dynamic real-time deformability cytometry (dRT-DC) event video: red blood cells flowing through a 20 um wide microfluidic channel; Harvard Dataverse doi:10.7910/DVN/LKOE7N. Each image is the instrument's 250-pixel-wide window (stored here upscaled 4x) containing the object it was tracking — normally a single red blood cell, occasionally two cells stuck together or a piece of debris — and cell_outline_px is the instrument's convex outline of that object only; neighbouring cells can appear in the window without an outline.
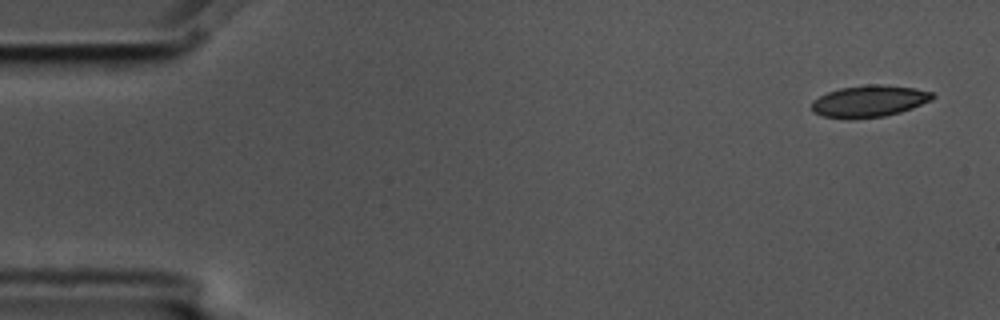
{"species": "common noctule bat (a hibernating species)", "species_latin": "Nyctalus noctula", "temperature_condition": "cold", "stored_images_in_passage": 10, "camera_frame_rate_fps": 3000, "um_per_image_px": 0.085, "animal": {"sex": "male", "body_mass_g": 17.5, "forearm_length_mm": 52.3}, "frame": {"image": 1, "passage_image": 1, "time_ms": 0.0, "image_size_px": [1000, 320], "cell_outline_px": [[936, 96], [932, 100], [912, 108], [900, 112], [884, 116], [848, 120], [824, 116], [812, 112], [812, 100], [828, 92], [840, 88], [868, 84], [880, 84], [916, 88], [932, 92]], "centroid_in_image_um": [73.88, 8.6], "position_along_channel_um": 11.1, "area_um2": 22.54}}
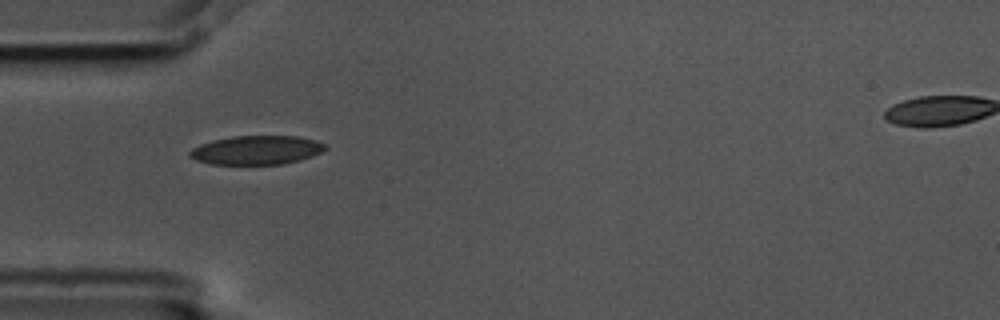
{"frame": {"image": 2, "passage_image": 5, "time_ms": 1.333, "image_size_px": [1000, 320], "cell_outline_px": [[328, 148], [312, 156], [300, 160], [280, 164], [212, 164], [196, 160], [188, 156], [188, 152], [192, 148], [200, 144], [232, 136], [296, 136], [316, 140], [324, 144]], "centroid_in_image_um": [21.8, 12.76], "position_along_channel_um": 63.2, "area_um2": 22.72}}